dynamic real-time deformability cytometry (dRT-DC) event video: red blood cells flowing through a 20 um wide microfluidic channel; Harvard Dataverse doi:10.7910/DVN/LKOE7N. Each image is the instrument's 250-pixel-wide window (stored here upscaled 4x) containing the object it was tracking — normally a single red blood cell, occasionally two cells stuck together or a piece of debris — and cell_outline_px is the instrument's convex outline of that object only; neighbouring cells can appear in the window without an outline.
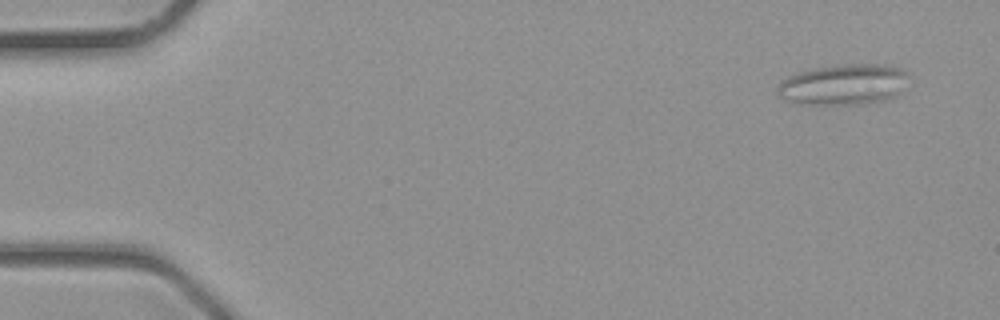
{"species": "common noctule bat (a hibernating species)", "species_latin": "Nyctalus noctula", "temperature_condition": "room temperature", "stored_images_in_passage": 4, "camera_frame_rate_fps": 3000, "um_per_image_px": 0.085, "animal": {"sex": "male", "body_mass_g": 23.1, "forearm_length_mm": 52.7}, "frame": {"image": 1, "passage_image": 4, "time_ms": 1.0, "image_size_px": [1000, 320], "cell_outline_px": [[912, 76], [900, 92], [896, 96], [884, 100], [860, 104], [816, 104], [784, 100], [780, 96], [776, 88], [780, 80], [796, 72], [836, 64], [888, 64], [900, 68], [908, 72]], "centroid_in_image_um": [71.75, 7.16], "position_along_channel_um": 13.2, "area_um2": 31.5}}